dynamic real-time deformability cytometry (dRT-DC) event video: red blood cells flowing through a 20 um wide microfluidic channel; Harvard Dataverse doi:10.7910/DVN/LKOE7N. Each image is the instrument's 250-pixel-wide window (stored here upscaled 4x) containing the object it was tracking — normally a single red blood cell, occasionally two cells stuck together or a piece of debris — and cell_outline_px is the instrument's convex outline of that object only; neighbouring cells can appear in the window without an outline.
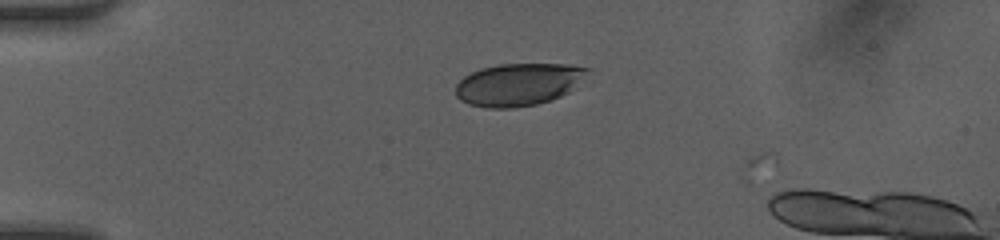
{"species": "human", "species_latin": "Homo sapiens", "temperature_condition": "room temperature", "stored_images_in_passage": 3, "camera_frame_rate_fps": 3000, "um_per_image_px": 0.085, "donor": {"sex": "female"}, "frame": {"image": 1, "passage_image": 2, "time_ms": 0.333, "image_size_px": [1000, 240], "cell_outline_px": [[588, 68], [568, 92], [560, 96], [536, 104], [512, 108], [488, 108], [468, 104], [460, 100], [456, 96], [456, 84], [464, 76], [480, 68], [500, 64], [564, 64]], "centroid_in_image_um": [43.95, 7.18], "position_along_channel_um": 41.1, "area_um2": 31.96}}